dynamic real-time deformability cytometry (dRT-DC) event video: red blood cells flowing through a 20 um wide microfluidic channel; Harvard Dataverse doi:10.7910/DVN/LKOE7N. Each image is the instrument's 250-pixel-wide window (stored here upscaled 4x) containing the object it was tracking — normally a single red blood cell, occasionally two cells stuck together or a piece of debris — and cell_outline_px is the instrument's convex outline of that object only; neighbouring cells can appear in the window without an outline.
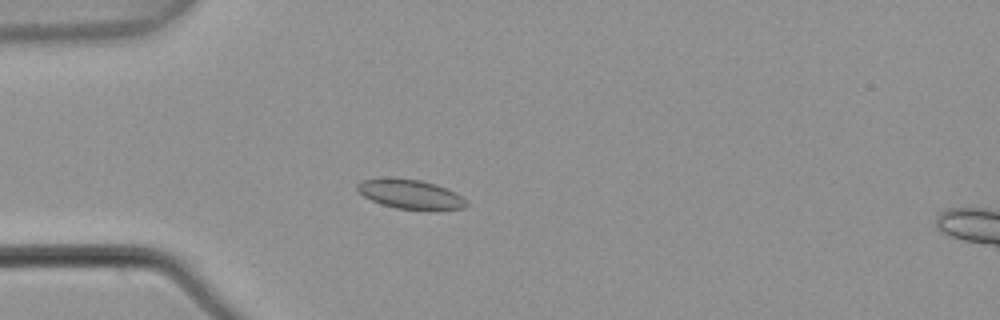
{"species": "common noctule bat (a hibernating species)", "species_latin": "Nyctalus noctula", "temperature_condition": "warm", "stored_images_in_passage": 5, "camera_frame_rate_fps": 3000, "um_per_image_px": 0.085, "animal": {"sex": "male", "body_mass_g": 21.5, "forearm_length_mm": 52.0}, "frame": {"image": 1, "passage_image": 4, "time_ms": 1.0, "image_size_px": [1000, 320], "cell_outline_px": [[468, 204], [464, 208], [436, 212], [428, 212], [396, 208], [380, 204], [364, 196], [356, 188], [356, 184], [360, 180], [392, 176], [420, 180], [436, 184], [456, 192]], "centroid_in_image_um": [34.89, 16.52], "position_along_channel_um": 50.1, "area_um2": 19.48}}